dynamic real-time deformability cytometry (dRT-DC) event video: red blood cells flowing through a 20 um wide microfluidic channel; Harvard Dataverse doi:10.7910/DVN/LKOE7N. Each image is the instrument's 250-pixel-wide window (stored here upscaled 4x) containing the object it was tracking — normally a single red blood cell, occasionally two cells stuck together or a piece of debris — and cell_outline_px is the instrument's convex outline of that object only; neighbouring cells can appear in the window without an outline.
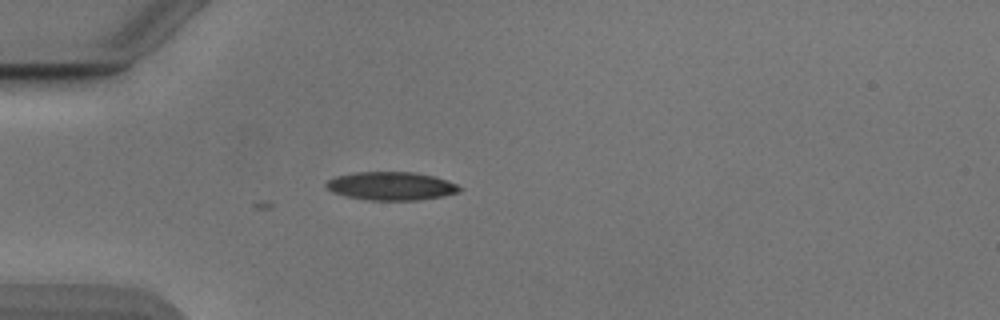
{"species": "Egyptian fruit bat (a non-hibernating species)", "species_latin": "Rousettus aegyptiacus", "temperature_condition": "cold", "stored_images_in_passage": 4, "camera_frame_rate_fps": 3000, "um_per_image_px": 0.085, "animal": {"sex": "male"}, "frame": {"image": 1, "passage_image": 4, "time_ms": 1.0, "image_size_px": [1000, 320], "cell_outline_px": [[460, 188], [456, 192], [444, 196], [416, 200], [368, 200], [348, 196], [332, 192], [324, 184], [328, 180], [336, 176], [352, 172], [412, 172], [436, 176], [456, 184]], "centroid_in_image_um": [33.22, 15.8], "position_along_channel_um": 51.8, "area_um2": 21.85}}